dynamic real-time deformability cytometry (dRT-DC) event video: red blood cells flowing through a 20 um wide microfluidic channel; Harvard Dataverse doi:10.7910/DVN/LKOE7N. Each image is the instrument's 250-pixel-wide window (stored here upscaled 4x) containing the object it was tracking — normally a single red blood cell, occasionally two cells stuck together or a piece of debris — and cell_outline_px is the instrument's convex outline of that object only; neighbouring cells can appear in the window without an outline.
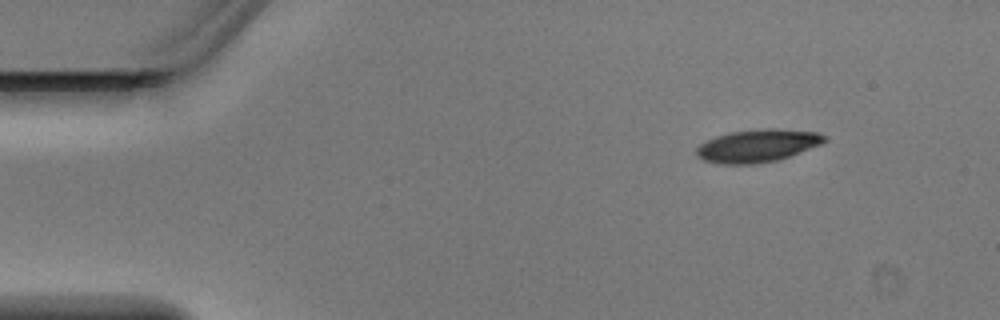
{"species": "Egyptian fruit bat (a non-hibernating species)", "species_latin": "Rousettus aegyptiacus", "temperature_condition": "warm", "stored_images_in_passage": 4, "segment_of_instrument_passage": [1, 2], "camera_frame_rate_fps": 3000, "um_per_image_px": 0.085, "animal": {"sex": "male"}, "frame": {"image": 1, "passage_image": 1, "time_ms": 0.0, "image_size_px": [1000, 320], "cell_outline_px": [[828, 140], [824, 144], [776, 160], [752, 164], [720, 164], [704, 160], [696, 156], [696, 148], [700, 144], [716, 136], [732, 132], [768, 128], [776, 128], [820, 132], [828, 136]], "centroid_in_image_um": [64.45, 12.38], "position_along_channel_um": 20.6, "area_um2": 24.51}}